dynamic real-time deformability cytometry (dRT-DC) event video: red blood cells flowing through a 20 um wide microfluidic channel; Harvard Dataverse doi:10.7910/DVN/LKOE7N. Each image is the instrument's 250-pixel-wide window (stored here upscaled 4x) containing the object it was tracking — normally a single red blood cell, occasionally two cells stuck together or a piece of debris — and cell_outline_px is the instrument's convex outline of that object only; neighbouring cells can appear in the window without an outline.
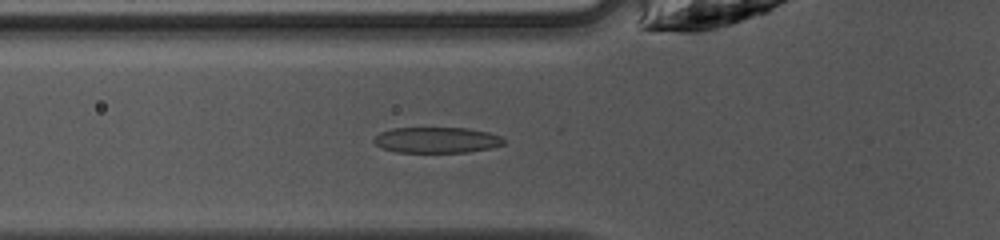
{"species": "common noctule bat (a hibernating species)", "species_latin": "Nyctalus noctula", "temperature_condition": "warm", "stored_images_in_passage": 35, "camera_frame_rate_fps": 3000, "um_per_image_px": 0.085, "animal": {"sex": "female", "body_mass_g": 10.0, "forearm_length_mm": 53.1}, "frame": {"image": 1, "passage_image": 5, "time_ms": 1.333, "image_size_px": [1000, 240], "cell_outline_px": [[504, 144], [492, 148], [468, 152], [396, 152], [380, 148], [372, 140], [380, 132], [392, 128], [468, 128], [488, 132], [500, 136], [504, 140]], "centroid_in_image_um": [37.11, 11.9], "position_along_channel_um": 88.7, "area_um2": 19.59}}
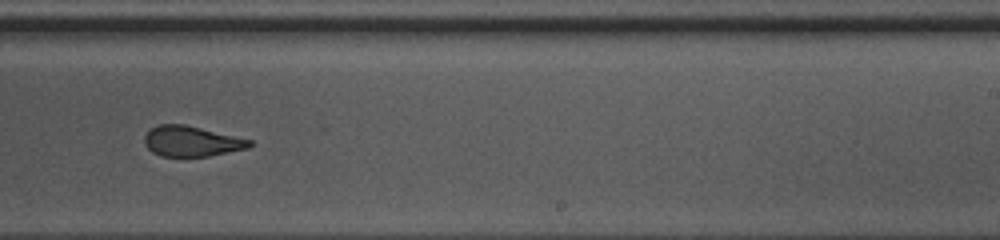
{"frame": {"image": 2, "passage_image": 18, "time_ms": 5.667, "image_size_px": [1000, 240], "cell_outline_px": [[252, 144], [248, 148], [208, 156], [160, 156], [152, 152], [144, 144], [144, 136], [152, 128], [160, 124], [184, 124], [252, 140]], "centroid_in_image_um": [16.26, 12.01], "position_along_channel_um": 272.7, "area_um2": 18.44}}
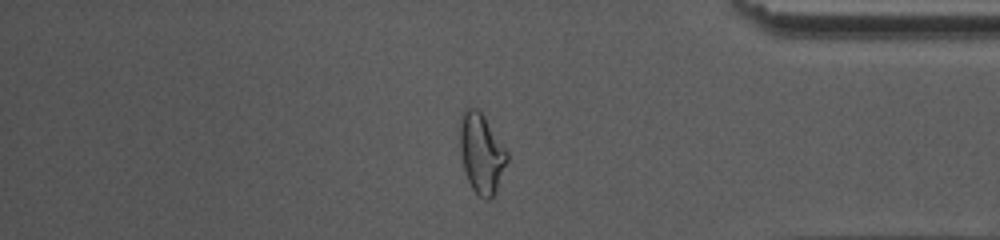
{"frame": {"image": 3, "passage_image": 28, "time_ms": 9.0, "image_size_px": [1000, 240], "cell_outline_px": [[508, 160], [496, 192], [488, 200], [484, 200], [472, 188], [468, 180], [464, 168], [460, 148], [460, 120], [464, 108], [476, 108], [484, 116], [508, 152]], "centroid_in_image_um": [40.93, 13.03], "position_along_channel_um": 394.3, "area_um2": 21.73}, "authors_computed_cell_mechanics": {"area_um2": 19.9988, "velocity_mm_per_s": 4.2265, "shape_relaxation_time_tau1_ms": 3.9296, "shape_relaxation_time_tau2_ms": 1.1995, "deformation_change_tau1": 0.1784, "deformation_change_tau2": 0.0989}}